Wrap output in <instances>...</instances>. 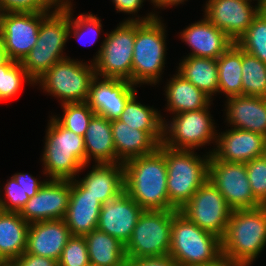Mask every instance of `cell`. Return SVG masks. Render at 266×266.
Wrapping results in <instances>:
<instances>
[{"label":"cell","instance_id":"74e56055","mask_svg":"<svg viewBox=\"0 0 266 266\" xmlns=\"http://www.w3.org/2000/svg\"><path fill=\"white\" fill-rule=\"evenodd\" d=\"M72 4L71 1L69 0V31H68V36H70L71 31H73V34L75 36V38H77L78 40L84 38L88 33V35L93 34V38L94 40H91V43L88 42V44H93L94 42H96V36L99 35L100 30L102 28V24H101V20L93 15V14H81L79 16H77V18L75 20H73L72 18ZM89 30V31H88ZM87 35V37H89ZM93 41V42H92ZM83 43V42H82ZM85 45H87V43H85Z\"/></svg>","mask_w":266,"mask_h":266},{"label":"cell","instance_id":"7a4b0ae2","mask_svg":"<svg viewBox=\"0 0 266 266\" xmlns=\"http://www.w3.org/2000/svg\"><path fill=\"white\" fill-rule=\"evenodd\" d=\"M221 242L222 256L248 266L252 264L266 245V205L233 210Z\"/></svg>","mask_w":266,"mask_h":266},{"label":"cell","instance_id":"8992f818","mask_svg":"<svg viewBox=\"0 0 266 266\" xmlns=\"http://www.w3.org/2000/svg\"><path fill=\"white\" fill-rule=\"evenodd\" d=\"M43 154V172L50 179L73 180L86 164L84 137L62 127L52 116Z\"/></svg>","mask_w":266,"mask_h":266},{"label":"cell","instance_id":"d6986e66","mask_svg":"<svg viewBox=\"0 0 266 266\" xmlns=\"http://www.w3.org/2000/svg\"><path fill=\"white\" fill-rule=\"evenodd\" d=\"M221 134L216 138V150L210 152L216 159L246 163L263 156L266 136L237 128H231Z\"/></svg>","mask_w":266,"mask_h":266},{"label":"cell","instance_id":"ee69618b","mask_svg":"<svg viewBox=\"0 0 266 266\" xmlns=\"http://www.w3.org/2000/svg\"><path fill=\"white\" fill-rule=\"evenodd\" d=\"M13 177L15 178L16 182L24 188L26 194L30 198L35 196L41 186L45 183V181H39L37 180V178H34L33 176L27 173H16L13 175Z\"/></svg>","mask_w":266,"mask_h":266},{"label":"cell","instance_id":"b9f144b4","mask_svg":"<svg viewBox=\"0 0 266 266\" xmlns=\"http://www.w3.org/2000/svg\"><path fill=\"white\" fill-rule=\"evenodd\" d=\"M125 266H178L170 255L141 257L135 260H127Z\"/></svg>","mask_w":266,"mask_h":266},{"label":"cell","instance_id":"603a6c76","mask_svg":"<svg viewBox=\"0 0 266 266\" xmlns=\"http://www.w3.org/2000/svg\"><path fill=\"white\" fill-rule=\"evenodd\" d=\"M226 103V119L233 128L266 136V97L231 96Z\"/></svg>","mask_w":266,"mask_h":266},{"label":"cell","instance_id":"e575fe53","mask_svg":"<svg viewBox=\"0 0 266 266\" xmlns=\"http://www.w3.org/2000/svg\"><path fill=\"white\" fill-rule=\"evenodd\" d=\"M64 115L62 118L53 117L62 127L84 137L90 120L95 115L87 102L62 104Z\"/></svg>","mask_w":266,"mask_h":266},{"label":"cell","instance_id":"9a60e30c","mask_svg":"<svg viewBox=\"0 0 266 266\" xmlns=\"http://www.w3.org/2000/svg\"><path fill=\"white\" fill-rule=\"evenodd\" d=\"M251 1L208 0L205 5V17L236 43L265 7L262 2H258L253 8Z\"/></svg>","mask_w":266,"mask_h":266},{"label":"cell","instance_id":"ffe728a7","mask_svg":"<svg viewBox=\"0 0 266 266\" xmlns=\"http://www.w3.org/2000/svg\"><path fill=\"white\" fill-rule=\"evenodd\" d=\"M71 236L64 219L33 222L29 225L24 253L51 258L58 262Z\"/></svg>","mask_w":266,"mask_h":266},{"label":"cell","instance_id":"d590c367","mask_svg":"<svg viewBox=\"0 0 266 266\" xmlns=\"http://www.w3.org/2000/svg\"><path fill=\"white\" fill-rule=\"evenodd\" d=\"M23 81L34 84L20 62L10 59L5 65L0 66V101L16 96L22 88Z\"/></svg>","mask_w":266,"mask_h":266},{"label":"cell","instance_id":"4fadbf2b","mask_svg":"<svg viewBox=\"0 0 266 266\" xmlns=\"http://www.w3.org/2000/svg\"><path fill=\"white\" fill-rule=\"evenodd\" d=\"M208 180L219 190L233 210L257 208L262 205L253 196L246 163L218 160L211 154Z\"/></svg>","mask_w":266,"mask_h":266},{"label":"cell","instance_id":"681fc988","mask_svg":"<svg viewBox=\"0 0 266 266\" xmlns=\"http://www.w3.org/2000/svg\"><path fill=\"white\" fill-rule=\"evenodd\" d=\"M0 266H16L13 261H0Z\"/></svg>","mask_w":266,"mask_h":266},{"label":"cell","instance_id":"6da1fadb","mask_svg":"<svg viewBox=\"0 0 266 266\" xmlns=\"http://www.w3.org/2000/svg\"><path fill=\"white\" fill-rule=\"evenodd\" d=\"M124 191L144 210H176L167 191V164L157 149L154 153L123 163Z\"/></svg>","mask_w":266,"mask_h":266},{"label":"cell","instance_id":"5bb4252c","mask_svg":"<svg viewBox=\"0 0 266 266\" xmlns=\"http://www.w3.org/2000/svg\"><path fill=\"white\" fill-rule=\"evenodd\" d=\"M49 12H2L0 36L9 58L22 62L36 45L39 27Z\"/></svg>","mask_w":266,"mask_h":266},{"label":"cell","instance_id":"f546056e","mask_svg":"<svg viewBox=\"0 0 266 266\" xmlns=\"http://www.w3.org/2000/svg\"><path fill=\"white\" fill-rule=\"evenodd\" d=\"M178 74L210 98L218 92L216 59L187 56L179 63Z\"/></svg>","mask_w":266,"mask_h":266},{"label":"cell","instance_id":"2e32d148","mask_svg":"<svg viewBox=\"0 0 266 266\" xmlns=\"http://www.w3.org/2000/svg\"><path fill=\"white\" fill-rule=\"evenodd\" d=\"M71 194V180L50 179L30 198L20 216L29 224L64 219Z\"/></svg>","mask_w":266,"mask_h":266},{"label":"cell","instance_id":"7402d4cb","mask_svg":"<svg viewBox=\"0 0 266 266\" xmlns=\"http://www.w3.org/2000/svg\"><path fill=\"white\" fill-rule=\"evenodd\" d=\"M180 34L192 49L188 56L194 57L217 59L235 43L206 17L191 24Z\"/></svg>","mask_w":266,"mask_h":266},{"label":"cell","instance_id":"8d00e7d4","mask_svg":"<svg viewBox=\"0 0 266 266\" xmlns=\"http://www.w3.org/2000/svg\"><path fill=\"white\" fill-rule=\"evenodd\" d=\"M58 266L90 265L87 244L84 236L72 235L62 250Z\"/></svg>","mask_w":266,"mask_h":266},{"label":"cell","instance_id":"f907efd6","mask_svg":"<svg viewBox=\"0 0 266 266\" xmlns=\"http://www.w3.org/2000/svg\"><path fill=\"white\" fill-rule=\"evenodd\" d=\"M257 2H262L266 6V0H257Z\"/></svg>","mask_w":266,"mask_h":266},{"label":"cell","instance_id":"52a82bcc","mask_svg":"<svg viewBox=\"0 0 266 266\" xmlns=\"http://www.w3.org/2000/svg\"><path fill=\"white\" fill-rule=\"evenodd\" d=\"M159 17L135 21L131 83L156 85L165 66V29Z\"/></svg>","mask_w":266,"mask_h":266},{"label":"cell","instance_id":"277c9868","mask_svg":"<svg viewBox=\"0 0 266 266\" xmlns=\"http://www.w3.org/2000/svg\"><path fill=\"white\" fill-rule=\"evenodd\" d=\"M169 255L178 266H205L222 257L221 239L173 210Z\"/></svg>","mask_w":266,"mask_h":266},{"label":"cell","instance_id":"8fae6325","mask_svg":"<svg viewBox=\"0 0 266 266\" xmlns=\"http://www.w3.org/2000/svg\"><path fill=\"white\" fill-rule=\"evenodd\" d=\"M179 212L201 229L222 239L233 209L219 190L207 180Z\"/></svg>","mask_w":266,"mask_h":266},{"label":"cell","instance_id":"7dc6e473","mask_svg":"<svg viewBox=\"0 0 266 266\" xmlns=\"http://www.w3.org/2000/svg\"><path fill=\"white\" fill-rule=\"evenodd\" d=\"M151 2L154 3V6H157L158 8H163L178 5L184 2V0H151Z\"/></svg>","mask_w":266,"mask_h":266},{"label":"cell","instance_id":"30bf717a","mask_svg":"<svg viewBox=\"0 0 266 266\" xmlns=\"http://www.w3.org/2000/svg\"><path fill=\"white\" fill-rule=\"evenodd\" d=\"M96 76L94 64H86L70 58L55 63L36 82L62 103L86 102L90 85Z\"/></svg>","mask_w":266,"mask_h":266},{"label":"cell","instance_id":"ba28073f","mask_svg":"<svg viewBox=\"0 0 266 266\" xmlns=\"http://www.w3.org/2000/svg\"><path fill=\"white\" fill-rule=\"evenodd\" d=\"M157 17L158 15L151 13L144 18H129L110 34H106L107 37L93 60L96 76L131 82L135 21H151Z\"/></svg>","mask_w":266,"mask_h":266},{"label":"cell","instance_id":"5b68a950","mask_svg":"<svg viewBox=\"0 0 266 266\" xmlns=\"http://www.w3.org/2000/svg\"><path fill=\"white\" fill-rule=\"evenodd\" d=\"M158 150L167 164L169 203L179 211L208 180L210 154L201 158L194 150H176L162 144Z\"/></svg>","mask_w":266,"mask_h":266},{"label":"cell","instance_id":"f1b7e54d","mask_svg":"<svg viewBox=\"0 0 266 266\" xmlns=\"http://www.w3.org/2000/svg\"><path fill=\"white\" fill-rule=\"evenodd\" d=\"M92 266H125V245L98 229L84 235Z\"/></svg>","mask_w":266,"mask_h":266},{"label":"cell","instance_id":"484cf974","mask_svg":"<svg viewBox=\"0 0 266 266\" xmlns=\"http://www.w3.org/2000/svg\"><path fill=\"white\" fill-rule=\"evenodd\" d=\"M84 144L86 164L92 157L97 164L116 163L111 121L105 117L96 114L92 117L84 135Z\"/></svg>","mask_w":266,"mask_h":266},{"label":"cell","instance_id":"4dcf8cb0","mask_svg":"<svg viewBox=\"0 0 266 266\" xmlns=\"http://www.w3.org/2000/svg\"><path fill=\"white\" fill-rule=\"evenodd\" d=\"M218 69V92L226 98L242 95V49L234 43L216 59Z\"/></svg>","mask_w":266,"mask_h":266},{"label":"cell","instance_id":"836d02e7","mask_svg":"<svg viewBox=\"0 0 266 266\" xmlns=\"http://www.w3.org/2000/svg\"><path fill=\"white\" fill-rule=\"evenodd\" d=\"M236 44L243 51L266 63V6L253 19L252 24Z\"/></svg>","mask_w":266,"mask_h":266},{"label":"cell","instance_id":"7c38bea8","mask_svg":"<svg viewBox=\"0 0 266 266\" xmlns=\"http://www.w3.org/2000/svg\"><path fill=\"white\" fill-rule=\"evenodd\" d=\"M208 109L203 108L176 114L170 124L164 121L161 144L176 150H194L213 139L216 143V134L218 133L215 132Z\"/></svg>","mask_w":266,"mask_h":266},{"label":"cell","instance_id":"cb8c5ba5","mask_svg":"<svg viewBox=\"0 0 266 266\" xmlns=\"http://www.w3.org/2000/svg\"><path fill=\"white\" fill-rule=\"evenodd\" d=\"M111 129L116 163L152 154L160 145L147 131L135 129L118 119L111 121Z\"/></svg>","mask_w":266,"mask_h":266},{"label":"cell","instance_id":"d6a6232c","mask_svg":"<svg viewBox=\"0 0 266 266\" xmlns=\"http://www.w3.org/2000/svg\"><path fill=\"white\" fill-rule=\"evenodd\" d=\"M242 95L266 97V63L243 50Z\"/></svg>","mask_w":266,"mask_h":266},{"label":"cell","instance_id":"bcb514c9","mask_svg":"<svg viewBox=\"0 0 266 266\" xmlns=\"http://www.w3.org/2000/svg\"><path fill=\"white\" fill-rule=\"evenodd\" d=\"M205 266H248L239 262H234L227 257H220L216 262L205 265Z\"/></svg>","mask_w":266,"mask_h":266},{"label":"cell","instance_id":"e0dca14e","mask_svg":"<svg viewBox=\"0 0 266 266\" xmlns=\"http://www.w3.org/2000/svg\"><path fill=\"white\" fill-rule=\"evenodd\" d=\"M95 76L91 82L87 104L96 115L109 121L116 120L122 114L128 100L137 93L128 80Z\"/></svg>","mask_w":266,"mask_h":266},{"label":"cell","instance_id":"c3c4849f","mask_svg":"<svg viewBox=\"0 0 266 266\" xmlns=\"http://www.w3.org/2000/svg\"><path fill=\"white\" fill-rule=\"evenodd\" d=\"M10 60L6 49L4 48L2 38L0 36V66L5 65Z\"/></svg>","mask_w":266,"mask_h":266},{"label":"cell","instance_id":"7bdbcfd3","mask_svg":"<svg viewBox=\"0 0 266 266\" xmlns=\"http://www.w3.org/2000/svg\"><path fill=\"white\" fill-rule=\"evenodd\" d=\"M13 262L16 264V266H58L56 260L30 253H23Z\"/></svg>","mask_w":266,"mask_h":266},{"label":"cell","instance_id":"3957f363","mask_svg":"<svg viewBox=\"0 0 266 266\" xmlns=\"http://www.w3.org/2000/svg\"><path fill=\"white\" fill-rule=\"evenodd\" d=\"M69 0L48 14L41 22L36 45L21 62L35 83L55 63L66 59L63 47L68 40Z\"/></svg>","mask_w":266,"mask_h":266},{"label":"cell","instance_id":"83f0119b","mask_svg":"<svg viewBox=\"0 0 266 266\" xmlns=\"http://www.w3.org/2000/svg\"><path fill=\"white\" fill-rule=\"evenodd\" d=\"M166 85L167 110L173 114L208 108L211 98L178 73Z\"/></svg>","mask_w":266,"mask_h":266},{"label":"cell","instance_id":"ab89813d","mask_svg":"<svg viewBox=\"0 0 266 266\" xmlns=\"http://www.w3.org/2000/svg\"><path fill=\"white\" fill-rule=\"evenodd\" d=\"M63 0H0L2 12H49L58 8ZM56 6V7H55Z\"/></svg>","mask_w":266,"mask_h":266},{"label":"cell","instance_id":"f35d334b","mask_svg":"<svg viewBox=\"0 0 266 266\" xmlns=\"http://www.w3.org/2000/svg\"><path fill=\"white\" fill-rule=\"evenodd\" d=\"M246 170L253 196L266 205V159L261 156L246 162Z\"/></svg>","mask_w":266,"mask_h":266},{"label":"cell","instance_id":"ac0fdd59","mask_svg":"<svg viewBox=\"0 0 266 266\" xmlns=\"http://www.w3.org/2000/svg\"><path fill=\"white\" fill-rule=\"evenodd\" d=\"M143 211L124 191L102 204L97 229L126 245Z\"/></svg>","mask_w":266,"mask_h":266},{"label":"cell","instance_id":"9c48e42d","mask_svg":"<svg viewBox=\"0 0 266 266\" xmlns=\"http://www.w3.org/2000/svg\"><path fill=\"white\" fill-rule=\"evenodd\" d=\"M173 210H144L125 245L127 260L169 255Z\"/></svg>","mask_w":266,"mask_h":266},{"label":"cell","instance_id":"44dd1931","mask_svg":"<svg viewBox=\"0 0 266 266\" xmlns=\"http://www.w3.org/2000/svg\"><path fill=\"white\" fill-rule=\"evenodd\" d=\"M102 203L71 180V194L64 221L72 235L84 236L97 229Z\"/></svg>","mask_w":266,"mask_h":266},{"label":"cell","instance_id":"f6af8a7d","mask_svg":"<svg viewBox=\"0 0 266 266\" xmlns=\"http://www.w3.org/2000/svg\"><path fill=\"white\" fill-rule=\"evenodd\" d=\"M144 0H113L117 12H124V13H136L140 9L141 4Z\"/></svg>","mask_w":266,"mask_h":266},{"label":"cell","instance_id":"816d5d0a","mask_svg":"<svg viewBox=\"0 0 266 266\" xmlns=\"http://www.w3.org/2000/svg\"><path fill=\"white\" fill-rule=\"evenodd\" d=\"M263 157L266 159V145H265V149H264V152H263Z\"/></svg>","mask_w":266,"mask_h":266},{"label":"cell","instance_id":"1f68e13d","mask_svg":"<svg viewBox=\"0 0 266 266\" xmlns=\"http://www.w3.org/2000/svg\"><path fill=\"white\" fill-rule=\"evenodd\" d=\"M118 120L135 129L147 131L159 144L162 143L165 119L157 110L136 102V93L128 100Z\"/></svg>","mask_w":266,"mask_h":266},{"label":"cell","instance_id":"60d3db41","mask_svg":"<svg viewBox=\"0 0 266 266\" xmlns=\"http://www.w3.org/2000/svg\"><path fill=\"white\" fill-rule=\"evenodd\" d=\"M4 189L6 198L8 199L7 201L10 203L7 202L6 199H3L0 195V210L20 212L30 199L24 188L19 185L12 176L10 181L5 185Z\"/></svg>","mask_w":266,"mask_h":266},{"label":"cell","instance_id":"d4e9b609","mask_svg":"<svg viewBox=\"0 0 266 266\" xmlns=\"http://www.w3.org/2000/svg\"><path fill=\"white\" fill-rule=\"evenodd\" d=\"M77 182L103 204L124 192L123 163L95 164L92 170Z\"/></svg>","mask_w":266,"mask_h":266},{"label":"cell","instance_id":"4316f807","mask_svg":"<svg viewBox=\"0 0 266 266\" xmlns=\"http://www.w3.org/2000/svg\"><path fill=\"white\" fill-rule=\"evenodd\" d=\"M29 225L19 212L0 210V261H14L25 252Z\"/></svg>","mask_w":266,"mask_h":266}]
</instances>
